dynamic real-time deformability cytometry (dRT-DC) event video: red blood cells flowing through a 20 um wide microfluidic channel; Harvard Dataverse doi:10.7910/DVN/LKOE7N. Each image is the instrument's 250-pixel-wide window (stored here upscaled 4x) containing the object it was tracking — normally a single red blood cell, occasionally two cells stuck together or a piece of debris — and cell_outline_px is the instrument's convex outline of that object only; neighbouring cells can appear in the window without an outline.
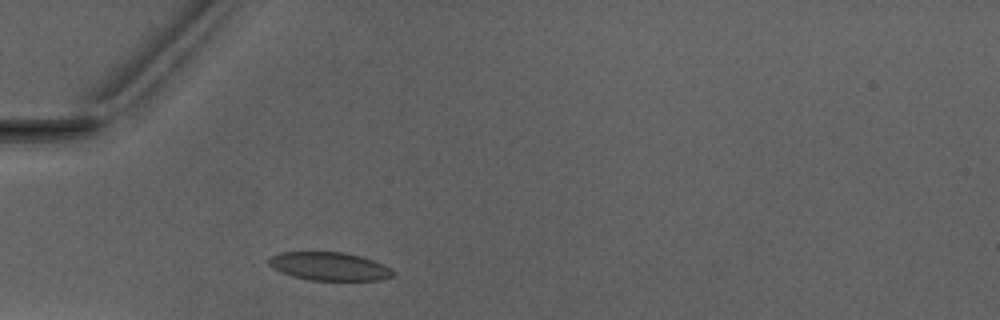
{"species": "Egyptian fruit bat (a non-hibernating species)", "species_latin": "Rousettus aegyptiacus", "temperature_condition": "warm", "stored_images_in_passage": 1, "camera_frame_rate_fps": 3000, "um_per_image_px": 0.085, "animal": {"sex": "male"}, "frame": {"image": 1, "passage_image": 1, "time_ms": 0.0, "image_size_px": [1000, 320], "cell_outline_px": [[396, 276], [380, 280], [308, 280], [292, 276], [280, 272], [272, 268], [268, 264], [268, 256], [280, 252], [344, 252], [360, 256], [372, 260], [392, 268], [396, 272]], "centroid_in_image_um": [27.98, 22.64], "position_along_channel_um": 57.0, "area_um2": 20.75}}